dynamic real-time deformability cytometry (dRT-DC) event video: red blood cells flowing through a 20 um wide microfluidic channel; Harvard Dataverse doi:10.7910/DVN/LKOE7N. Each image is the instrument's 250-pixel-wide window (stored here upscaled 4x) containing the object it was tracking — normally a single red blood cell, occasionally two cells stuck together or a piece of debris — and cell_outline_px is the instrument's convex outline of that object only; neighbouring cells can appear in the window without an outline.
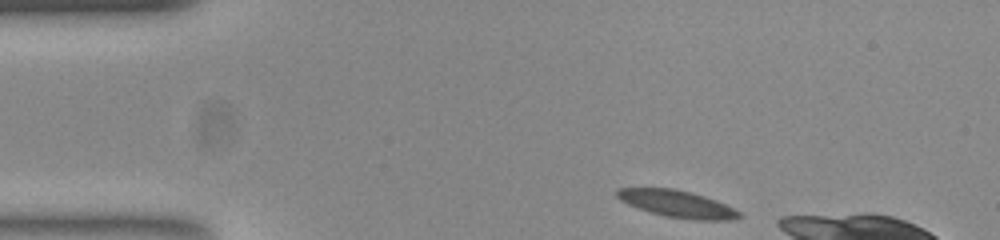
{"species": "common noctule bat (a hibernating species)", "species_latin": "Nyctalus noctula", "temperature_condition": "room temperature", "stored_images_in_passage": 48, "camera_frame_rate_fps": 3000, "um_per_image_px": 0.085, "animal": {"sex": "female", "body_mass_g": 23.0, "forearm_length_mm": 53.4}, "frame": {"image": 1, "passage_image": 1, "time_ms": 0.0, "image_size_px": [1000, 240], "cell_outline_px": [[740, 216], [724, 220], [700, 220], [668, 216], [652, 212], [628, 204], [620, 200], [616, 196], [616, 192], [620, 188], [672, 188], [704, 196], [716, 200], [740, 212]], "centroid_in_image_um": [57.52, 17.31], "position_along_channel_um": 27.5, "area_um2": 18.55}}
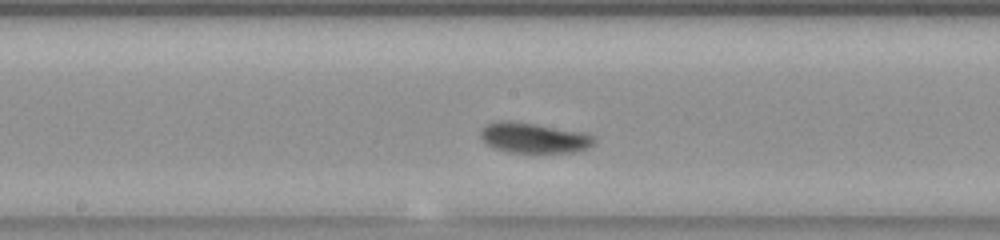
{"frame": {"image": 2, "passage_image": 20, "time_ms": 6.333, "image_size_px": [1000, 240], "cell_outline_px": [[592, 144], [588, 148], [572, 152], [508, 152], [496, 148], [488, 144], [480, 136], [480, 128], [484, 124], [508, 120], [532, 124], [592, 136]], "centroid_in_image_um": [45.24, 11.73], "position_along_channel_um": 203.0, "area_um2": 19.07}}
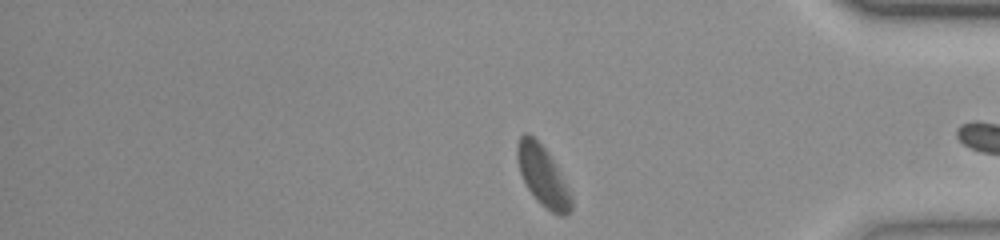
{"frame": {"image": 3, "passage_image": 37, "time_ms": 12.0, "image_size_px": [1000, 240], "cell_outline_px": [[572, 208], [568, 216], [560, 216], [552, 212], [540, 204], [536, 200], [528, 188], [520, 172], [516, 156], [516, 144], [520, 136], [524, 132], [528, 132], [544, 148], [552, 160], [572, 200]], "centroid_in_image_um": [46.09, 14.96], "position_along_channel_um": 389.1, "area_um2": 18.38}, "authors_computed_cell_mechanics": {"area_um2": 19.1896, "velocity_mm_per_s": 3.7077, "shape_relaxation_time_tau1_ms": 6.4171, "shape_relaxation_time_tau2_ms": 1.2206, "deformation_change_tau1": 0.1721, "deformation_change_tau2": 0.038}}